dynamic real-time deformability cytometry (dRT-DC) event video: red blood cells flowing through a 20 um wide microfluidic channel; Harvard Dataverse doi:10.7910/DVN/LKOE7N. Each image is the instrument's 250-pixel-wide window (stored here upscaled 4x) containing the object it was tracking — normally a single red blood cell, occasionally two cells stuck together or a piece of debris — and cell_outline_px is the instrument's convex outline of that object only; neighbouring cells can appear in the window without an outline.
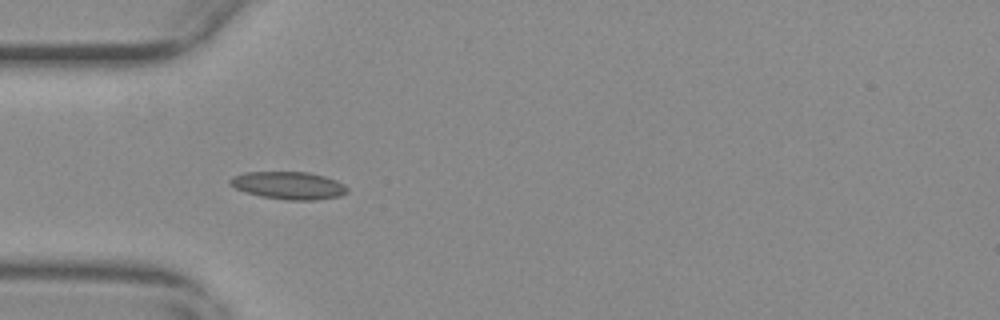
{"species": "common noctule bat (a hibernating species)", "species_latin": "Nyctalus noctula", "temperature_condition": "warm", "stored_images_in_passage": 37, "camera_frame_rate_fps": 3000, "um_per_image_px": 0.085, "animal": {"sex": "female", "body_mass_g": 29.2, "forearm_length_mm": 56.3}, "frame": {"image": 1, "passage_image": 1, "time_ms": 0.0, "image_size_px": [1000, 320], "cell_outline_px": [[348, 192], [340, 196], [316, 200], [288, 200], [260, 196], [244, 192], [228, 184], [228, 180], [232, 176], [244, 172], [308, 172], [324, 176], [336, 180], [344, 184], [348, 188]], "centroid_in_image_um": [24.51, 15.76], "position_along_channel_um": 60.5, "area_um2": 19.02}}
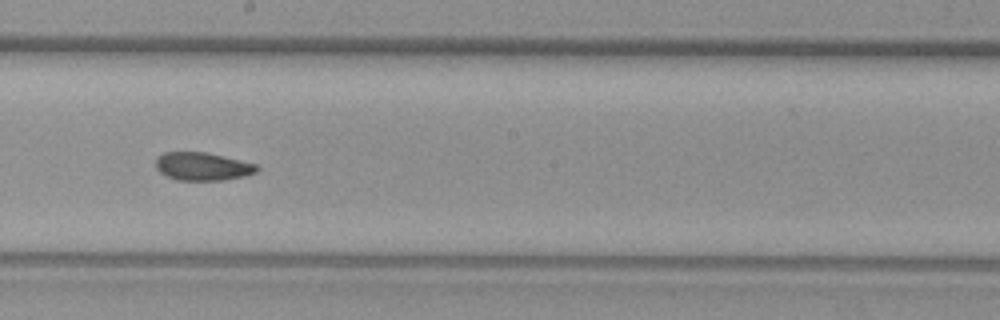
{"frame": {"image": 2, "passage_image": 15, "time_ms": 4.667, "image_size_px": [1000, 320], "cell_outline_px": [[260, 168], [256, 172], [244, 176], [224, 180], [176, 180], [160, 172], [156, 168], [156, 156], [164, 152], [204, 152], [256, 164]], "centroid_in_image_um": [17.19, 14.15], "position_along_channel_um": 231.0, "area_um2": 16.42}}
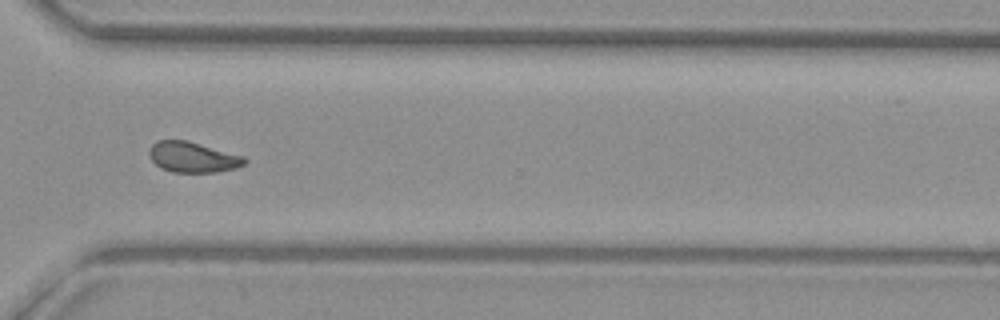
{"frame": {"image": 3, "passage_image": 25, "time_ms": 8.0, "image_size_px": [1000, 320], "cell_outline_px": [[248, 160], [244, 164], [236, 168], [216, 172], [172, 172], [160, 168], [148, 156], [148, 152], [152, 144], [156, 140], [188, 140], [244, 156]], "centroid_in_image_um": [16.37, 13.35], "position_along_channel_um": 354.2, "area_um2": 17.11}, "authors_computed_cell_mechanics": {"area_um2": 17.1088, "velocity_mm_per_s": 3.691, "shape_relaxation_time_tau1_ms": null, "shape_relaxation_time_tau2_ms": 2.2724, "deformation_change_tau1": null, "deformation_change_tau2": 0.0728}}